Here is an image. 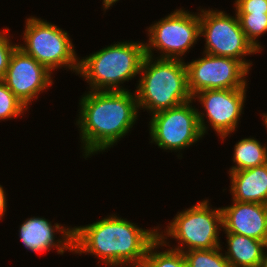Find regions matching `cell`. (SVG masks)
<instances>
[{
    "label": "cell",
    "mask_w": 267,
    "mask_h": 267,
    "mask_svg": "<svg viewBox=\"0 0 267 267\" xmlns=\"http://www.w3.org/2000/svg\"><path fill=\"white\" fill-rule=\"evenodd\" d=\"M78 107L75 124L80 128L81 149L85 159L99 152L103 154L117 145L132 131L140 115L135 92L130 90H88L81 96Z\"/></svg>",
    "instance_id": "6da1fadb"
},
{
    "label": "cell",
    "mask_w": 267,
    "mask_h": 267,
    "mask_svg": "<svg viewBox=\"0 0 267 267\" xmlns=\"http://www.w3.org/2000/svg\"><path fill=\"white\" fill-rule=\"evenodd\" d=\"M108 216V217H107ZM73 227V254H90L108 267H141L149 246L158 238V226L139 227L116 214Z\"/></svg>",
    "instance_id": "7a4b0ae2"
},
{
    "label": "cell",
    "mask_w": 267,
    "mask_h": 267,
    "mask_svg": "<svg viewBox=\"0 0 267 267\" xmlns=\"http://www.w3.org/2000/svg\"><path fill=\"white\" fill-rule=\"evenodd\" d=\"M135 92L138 108L151 115L192 99L184 60L143 58Z\"/></svg>",
    "instance_id": "3957f363"
},
{
    "label": "cell",
    "mask_w": 267,
    "mask_h": 267,
    "mask_svg": "<svg viewBox=\"0 0 267 267\" xmlns=\"http://www.w3.org/2000/svg\"><path fill=\"white\" fill-rule=\"evenodd\" d=\"M144 57V41L123 40L79 58L77 75L90 91H128L122 84L139 77Z\"/></svg>",
    "instance_id": "277c9868"
},
{
    "label": "cell",
    "mask_w": 267,
    "mask_h": 267,
    "mask_svg": "<svg viewBox=\"0 0 267 267\" xmlns=\"http://www.w3.org/2000/svg\"><path fill=\"white\" fill-rule=\"evenodd\" d=\"M211 206V207H210ZM158 225L159 238H172L178 245L172 249L181 252L221 247L220 231H223L221 208H212L209 199L178 211L164 231Z\"/></svg>",
    "instance_id": "5b68a950"
},
{
    "label": "cell",
    "mask_w": 267,
    "mask_h": 267,
    "mask_svg": "<svg viewBox=\"0 0 267 267\" xmlns=\"http://www.w3.org/2000/svg\"><path fill=\"white\" fill-rule=\"evenodd\" d=\"M23 44L25 54L32 56L51 73L64 67L77 75L79 58L69 33L47 20L30 16L26 18Z\"/></svg>",
    "instance_id": "8992f818"
},
{
    "label": "cell",
    "mask_w": 267,
    "mask_h": 267,
    "mask_svg": "<svg viewBox=\"0 0 267 267\" xmlns=\"http://www.w3.org/2000/svg\"><path fill=\"white\" fill-rule=\"evenodd\" d=\"M148 40L145 42V55L158 58L180 59L200 39L199 12L176 9L146 28Z\"/></svg>",
    "instance_id": "52a82bcc"
},
{
    "label": "cell",
    "mask_w": 267,
    "mask_h": 267,
    "mask_svg": "<svg viewBox=\"0 0 267 267\" xmlns=\"http://www.w3.org/2000/svg\"><path fill=\"white\" fill-rule=\"evenodd\" d=\"M200 38L204 37V53L241 61L249 70L252 67L246 56L260 53L246 39L237 14L231 16L222 10L200 8Z\"/></svg>",
    "instance_id": "ba28073f"
},
{
    "label": "cell",
    "mask_w": 267,
    "mask_h": 267,
    "mask_svg": "<svg viewBox=\"0 0 267 267\" xmlns=\"http://www.w3.org/2000/svg\"><path fill=\"white\" fill-rule=\"evenodd\" d=\"M192 104L193 99L151 115L148 124L150 143L164 151H179L177 156L182 158V150L204 137L199 125L198 108Z\"/></svg>",
    "instance_id": "9c48e42d"
},
{
    "label": "cell",
    "mask_w": 267,
    "mask_h": 267,
    "mask_svg": "<svg viewBox=\"0 0 267 267\" xmlns=\"http://www.w3.org/2000/svg\"><path fill=\"white\" fill-rule=\"evenodd\" d=\"M185 64L192 97L203 90L248 88L250 70L239 60L203 52L201 58Z\"/></svg>",
    "instance_id": "30bf717a"
},
{
    "label": "cell",
    "mask_w": 267,
    "mask_h": 267,
    "mask_svg": "<svg viewBox=\"0 0 267 267\" xmlns=\"http://www.w3.org/2000/svg\"><path fill=\"white\" fill-rule=\"evenodd\" d=\"M246 93L247 88H240L203 90L195 94L192 99L194 102L199 101L204 109L201 112L198 109L199 125L203 136L208 134L209 124L222 141L237 131L241 114H244ZM205 118L208 121L205 122Z\"/></svg>",
    "instance_id": "8fae6325"
},
{
    "label": "cell",
    "mask_w": 267,
    "mask_h": 267,
    "mask_svg": "<svg viewBox=\"0 0 267 267\" xmlns=\"http://www.w3.org/2000/svg\"><path fill=\"white\" fill-rule=\"evenodd\" d=\"M52 74L32 56L16 48L2 81L10 91L29 109L32 101L53 85Z\"/></svg>",
    "instance_id": "7c38bea8"
},
{
    "label": "cell",
    "mask_w": 267,
    "mask_h": 267,
    "mask_svg": "<svg viewBox=\"0 0 267 267\" xmlns=\"http://www.w3.org/2000/svg\"><path fill=\"white\" fill-rule=\"evenodd\" d=\"M19 238L23 246L31 252L43 253L53 249L63 255L66 250L73 252V228L60 223L52 224L44 217L27 218L19 227ZM62 237L57 238L56 234ZM57 238V239H56Z\"/></svg>",
    "instance_id": "4fadbf2b"
},
{
    "label": "cell",
    "mask_w": 267,
    "mask_h": 267,
    "mask_svg": "<svg viewBox=\"0 0 267 267\" xmlns=\"http://www.w3.org/2000/svg\"><path fill=\"white\" fill-rule=\"evenodd\" d=\"M224 233L251 237L267 244V205L232 200L220 207Z\"/></svg>",
    "instance_id": "5bb4252c"
},
{
    "label": "cell",
    "mask_w": 267,
    "mask_h": 267,
    "mask_svg": "<svg viewBox=\"0 0 267 267\" xmlns=\"http://www.w3.org/2000/svg\"><path fill=\"white\" fill-rule=\"evenodd\" d=\"M228 174L232 200L267 205V163Z\"/></svg>",
    "instance_id": "9a60e30c"
},
{
    "label": "cell",
    "mask_w": 267,
    "mask_h": 267,
    "mask_svg": "<svg viewBox=\"0 0 267 267\" xmlns=\"http://www.w3.org/2000/svg\"><path fill=\"white\" fill-rule=\"evenodd\" d=\"M226 234L224 256L231 267H260L267 244L244 235Z\"/></svg>",
    "instance_id": "2e32d148"
},
{
    "label": "cell",
    "mask_w": 267,
    "mask_h": 267,
    "mask_svg": "<svg viewBox=\"0 0 267 267\" xmlns=\"http://www.w3.org/2000/svg\"><path fill=\"white\" fill-rule=\"evenodd\" d=\"M234 166L228 172L240 171L267 163V144H262L254 137L239 140L234 145Z\"/></svg>",
    "instance_id": "e0dca14e"
},
{
    "label": "cell",
    "mask_w": 267,
    "mask_h": 267,
    "mask_svg": "<svg viewBox=\"0 0 267 267\" xmlns=\"http://www.w3.org/2000/svg\"><path fill=\"white\" fill-rule=\"evenodd\" d=\"M169 243V238L158 237L149 246L141 267H188L183 252L172 249ZM162 246L169 248L164 250Z\"/></svg>",
    "instance_id": "ac0fdd59"
},
{
    "label": "cell",
    "mask_w": 267,
    "mask_h": 267,
    "mask_svg": "<svg viewBox=\"0 0 267 267\" xmlns=\"http://www.w3.org/2000/svg\"><path fill=\"white\" fill-rule=\"evenodd\" d=\"M222 247L183 252L188 267H231Z\"/></svg>",
    "instance_id": "d6986e66"
},
{
    "label": "cell",
    "mask_w": 267,
    "mask_h": 267,
    "mask_svg": "<svg viewBox=\"0 0 267 267\" xmlns=\"http://www.w3.org/2000/svg\"><path fill=\"white\" fill-rule=\"evenodd\" d=\"M246 39L261 52L264 50L258 38L267 32V14H237Z\"/></svg>",
    "instance_id": "ffe728a7"
},
{
    "label": "cell",
    "mask_w": 267,
    "mask_h": 267,
    "mask_svg": "<svg viewBox=\"0 0 267 267\" xmlns=\"http://www.w3.org/2000/svg\"><path fill=\"white\" fill-rule=\"evenodd\" d=\"M28 108L10 91L5 83L0 80V120L8 121L22 117ZM22 115V116H21ZM0 121V122H1Z\"/></svg>",
    "instance_id": "44dd1931"
},
{
    "label": "cell",
    "mask_w": 267,
    "mask_h": 267,
    "mask_svg": "<svg viewBox=\"0 0 267 267\" xmlns=\"http://www.w3.org/2000/svg\"><path fill=\"white\" fill-rule=\"evenodd\" d=\"M9 32L10 29L8 27L3 28L0 31V80L4 78L11 55L18 47L17 43L14 44L11 42L12 36L8 35Z\"/></svg>",
    "instance_id": "7402d4cb"
},
{
    "label": "cell",
    "mask_w": 267,
    "mask_h": 267,
    "mask_svg": "<svg viewBox=\"0 0 267 267\" xmlns=\"http://www.w3.org/2000/svg\"><path fill=\"white\" fill-rule=\"evenodd\" d=\"M236 14H267V0H235Z\"/></svg>",
    "instance_id": "603a6c76"
},
{
    "label": "cell",
    "mask_w": 267,
    "mask_h": 267,
    "mask_svg": "<svg viewBox=\"0 0 267 267\" xmlns=\"http://www.w3.org/2000/svg\"><path fill=\"white\" fill-rule=\"evenodd\" d=\"M6 192L2 185H0V220L4 218L7 211V197Z\"/></svg>",
    "instance_id": "cb8c5ba5"
},
{
    "label": "cell",
    "mask_w": 267,
    "mask_h": 267,
    "mask_svg": "<svg viewBox=\"0 0 267 267\" xmlns=\"http://www.w3.org/2000/svg\"><path fill=\"white\" fill-rule=\"evenodd\" d=\"M119 0H103L102 2V7L104 12L108 9H110L113 5H115L116 2H118Z\"/></svg>",
    "instance_id": "d4e9b609"
},
{
    "label": "cell",
    "mask_w": 267,
    "mask_h": 267,
    "mask_svg": "<svg viewBox=\"0 0 267 267\" xmlns=\"http://www.w3.org/2000/svg\"><path fill=\"white\" fill-rule=\"evenodd\" d=\"M260 267H267V247L264 251Z\"/></svg>",
    "instance_id": "484cf974"
},
{
    "label": "cell",
    "mask_w": 267,
    "mask_h": 267,
    "mask_svg": "<svg viewBox=\"0 0 267 267\" xmlns=\"http://www.w3.org/2000/svg\"><path fill=\"white\" fill-rule=\"evenodd\" d=\"M262 120H263L262 124H264L263 126H265L267 130V113H262Z\"/></svg>",
    "instance_id": "4316f807"
}]
</instances>
